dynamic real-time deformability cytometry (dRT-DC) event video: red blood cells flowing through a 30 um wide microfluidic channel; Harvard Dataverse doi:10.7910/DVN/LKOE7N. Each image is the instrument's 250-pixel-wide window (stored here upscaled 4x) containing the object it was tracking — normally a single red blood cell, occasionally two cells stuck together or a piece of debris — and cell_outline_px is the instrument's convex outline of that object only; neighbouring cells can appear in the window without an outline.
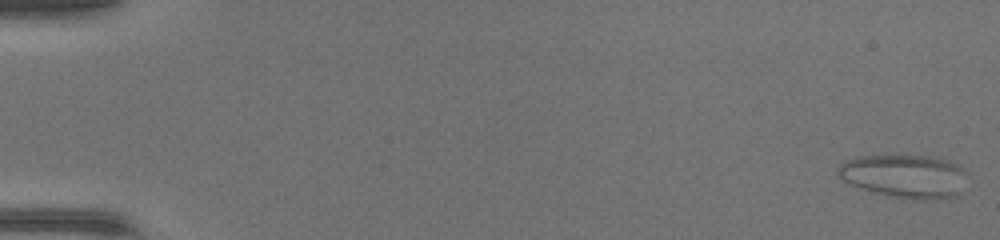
{"species": "common noctule bat (a hibernating species)", "species_latin": "Nyctalus noctula", "temperature_condition": "warm", "stored_images_in_passage": 48, "camera_frame_rate_fps": 3000, "um_per_image_px": 0.085, "animal": {"sex": "female", "body_mass_g": 17.0, "forearm_length_mm": 48.0}, "frame": {"image": 1, "passage_image": 1, "time_ms": 0.0, "image_size_px": [1000, 240], "cell_outline_px": [[968, 172], [960, 196], [932, 200], [920, 200], [888, 196], [872, 192], [860, 188], [844, 180], [836, 172], [836, 168], [844, 160], [856, 156], [932, 156], [948, 160], [960, 164]], "centroid_in_image_um": [76.95, 14.98], "position_along_channel_um": 8.1, "area_um2": 33.29}}
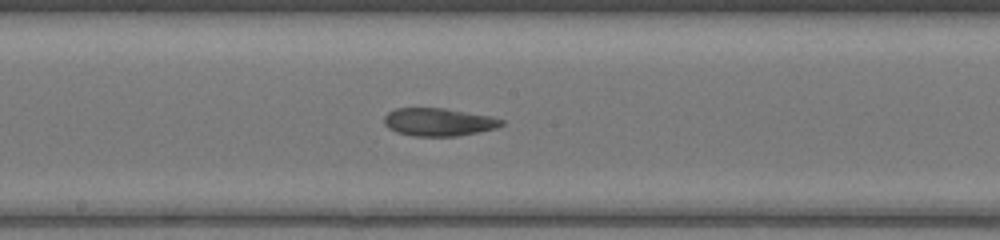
{"frame": {"image": 2, "passage_image": 27, "time_ms": 8.667, "image_size_px": [1000, 240], "cell_outline_px": [[504, 124], [496, 128], [480, 132], [456, 136], [412, 136], [396, 132], [388, 128], [384, 124], [384, 116], [388, 112], [396, 108], [444, 108], [492, 116], [504, 120]], "centroid_in_image_um": [37.28, 10.37], "position_along_channel_um": 210.9, "area_um2": 19.25}}
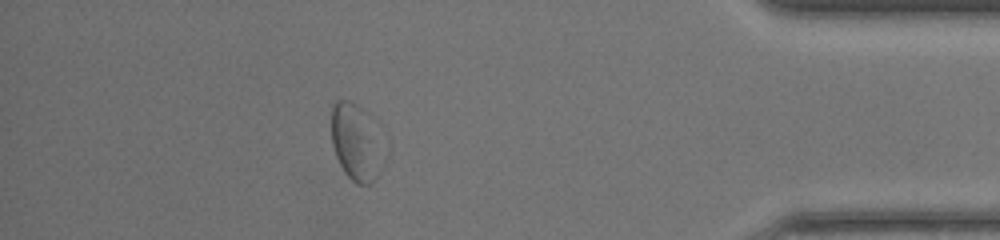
{"frame": {"image": 3, "passage_image": 43, "time_ms": 14.0, "image_size_px": [1000, 240], "cell_outline_px": [[380, 172], [376, 180], [368, 184], [356, 184], [344, 172], [336, 156], [332, 144], [332, 104], [336, 100], [348, 100], [356, 104], [368, 112]], "centroid_in_image_um": [30.12, 12.08], "position_along_channel_um": 405.1, "area_um2": 21.62}, "authors_computed_cell_mechanics": {"area_um2": 21.7328, "velocity_mm_per_s": 4.3883, "shape_relaxation_time_tau1_ms": null, "shape_relaxation_time_tau2_ms": 3.3794, "deformation_change_tau1": null, "deformation_change_tau2": 0.1221}}